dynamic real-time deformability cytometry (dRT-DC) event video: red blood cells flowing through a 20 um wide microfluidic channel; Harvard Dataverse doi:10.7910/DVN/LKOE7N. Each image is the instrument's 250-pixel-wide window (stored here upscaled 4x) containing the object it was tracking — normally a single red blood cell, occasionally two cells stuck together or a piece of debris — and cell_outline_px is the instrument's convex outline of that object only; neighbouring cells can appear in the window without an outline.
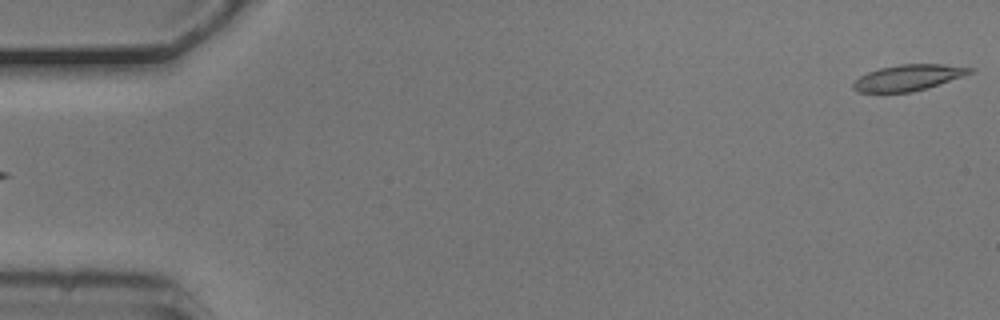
{"species": "common noctule bat (a hibernating species)", "species_latin": "Nyctalus noctula", "temperature_condition": "cold", "stored_images_in_passage": 54, "camera_frame_rate_fps": 3000, "um_per_image_px": 0.085, "animal": {"sex": "male", "body_mass_g": 20.5, "forearm_length_mm": 52.5}, "frame": {"image": 1, "passage_image": 1, "time_ms": 0.0, "image_size_px": [1000, 320], "cell_outline_px": [[976, 68], [972, 72], [928, 88], [912, 92], [856, 92], [852, 88], [852, 84], [860, 76], [868, 72], [880, 68], [900, 64], [944, 64]], "centroid_in_image_um": [77.19, 6.6], "position_along_channel_um": 7.8, "area_um2": 17.57}}
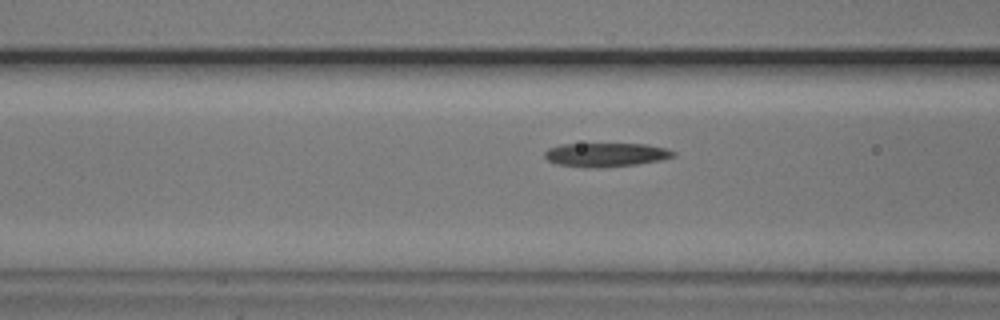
{"frame": {"image": 2, "passage_image": 21, "time_ms": 6.667, "image_size_px": [1000, 320], "cell_outline_px": [[676, 156], [660, 160], [636, 164], [600, 168], [584, 168], [556, 164], [548, 160], [544, 156], [544, 152], [548, 148], [560, 144], [644, 144], [668, 148], [676, 152]], "centroid_in_image_um": [51.49, 13.16], "position_along_channel_um": 115.1, "area_um2": 18.09}}
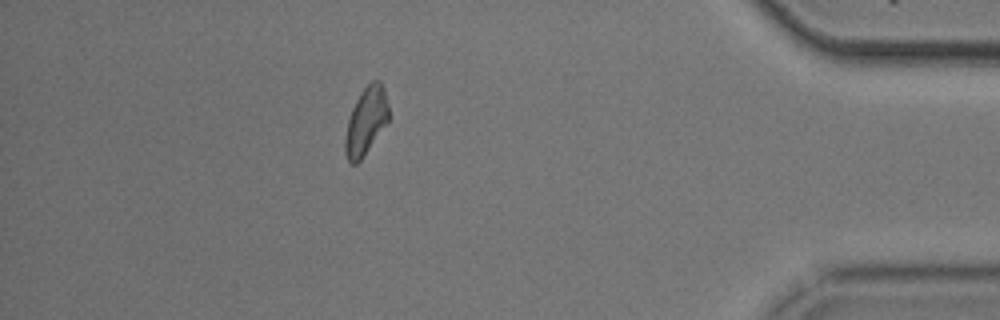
{"frame": {"image": 3, "passage_image": 48, "time_ms": 15.667, "image_size_px": [1000, 320], "cell_outline_px": [[388, 120], [360, 160], [356, 164], [352, 164], [348, 160], [344, 152], [344, 140], [348, 120], [352, 108], [360, 92], [372, 80], [380, 80], [388, 104]], "centroid_in_image_um": [31.07, 10.28], "position_along_channel_um": 404.1, "area_um2": 16.7}}